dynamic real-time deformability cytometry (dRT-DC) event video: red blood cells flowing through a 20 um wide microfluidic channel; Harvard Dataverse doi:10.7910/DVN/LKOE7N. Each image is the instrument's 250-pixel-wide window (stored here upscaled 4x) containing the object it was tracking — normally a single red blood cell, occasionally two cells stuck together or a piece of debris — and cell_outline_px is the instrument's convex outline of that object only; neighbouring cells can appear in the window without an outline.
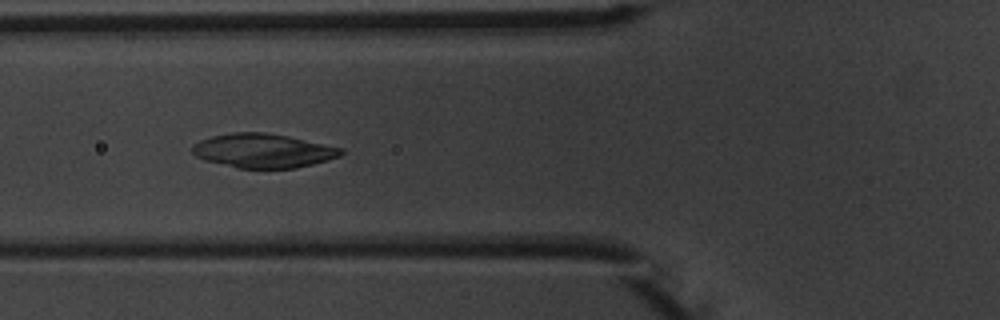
{"species": "common noctule bat (a hibernating species)", "species_latin": "Nyctalus noctula", "temperature_condition": "warm", "stored_images_in_passage": 7, "camera_frame_rate_fps": 3000, "um_per_image_px": 0.085, "animal": {"sex": "male", "body_mass_g": 20.1, "forearm_length_mm": 53.5}, "frame": {"image": 1, "passage_image": 6, "time_ms": 5.667, "image_size_px": [1000, 320], "cell_outline_px": [[344, 152], [340, 156], [328, 160], [296, 168], [236, 168], [204, 160], [196, 156], [188, 148], [192, 144], [200, 140], [212, 136], [232, 132], [264, 132], [288, 136], [344, 148]], "centroid_in_image_um": [22.34, 12.81], "position_along_channel_um": 103.5, "area_um2": 29.77}}
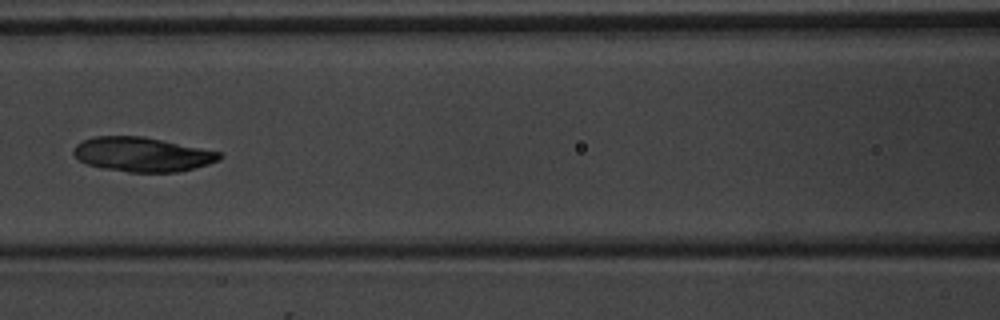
{"frame": {"image": 2, "passage_image": 7, "time_ms": 7.0, "image_size_px": [1000, 320], "cell_outline_px": [[224, 156], [220, 160], [208, 164], [180, 172], [128, 172], [100, 168], [88, 164], [80, 160], [72, 152], [72, 148], [76, 144], [92, 136], [144, 136], [220, 152]], "centroid_in_image_um": [12.08, 13.12], "position_along_channel_um": 154.5, "area_um2": 29.36}}